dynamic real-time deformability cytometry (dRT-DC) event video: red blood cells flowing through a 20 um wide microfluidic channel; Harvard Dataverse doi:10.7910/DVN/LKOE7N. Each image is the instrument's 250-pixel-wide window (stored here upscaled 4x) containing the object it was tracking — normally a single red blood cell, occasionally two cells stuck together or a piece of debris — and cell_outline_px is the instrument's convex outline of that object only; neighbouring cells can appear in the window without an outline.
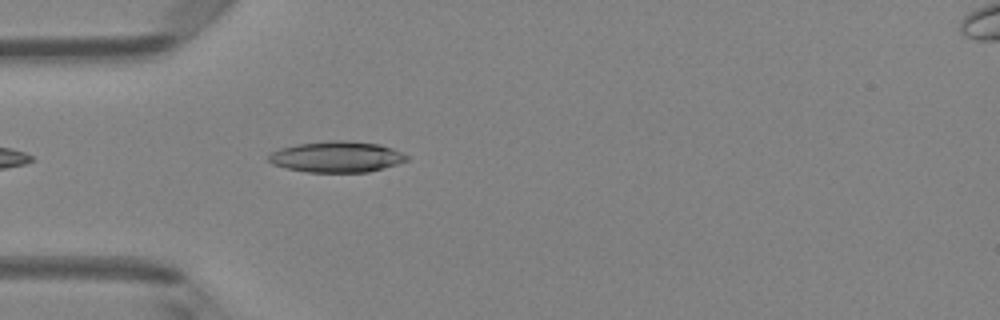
{"species": "Egyptian fruit bat (a non-hibernating species)", "species_latin": "Rousettus aegyptiacus", "temperature_condition": "room temperature", "stored_images_in_passage": 5, "camera_frame_rate_fps": 3000, "um_per_image_px": 0.085, "animal": {"sex": "female"}, "frame": {"image": 1, "passage_image": 5, "time_ms": 1.333, "image_size_px": [1000, 320], "cell_outline_px": [[408, 160], [384, 168], [368, 172], [308, 172], [288, 168], [272, 164], [268, 160], [268, 156], [272, 152], [280, 148], [296, 144], [332, 140], [344, 140], [380, 144], [392, 148], [408, 156]], "centroid_in_image_um": [28.62, 13.32], "position_along_channel_um": 56.4, "area_um2": 24.85}}